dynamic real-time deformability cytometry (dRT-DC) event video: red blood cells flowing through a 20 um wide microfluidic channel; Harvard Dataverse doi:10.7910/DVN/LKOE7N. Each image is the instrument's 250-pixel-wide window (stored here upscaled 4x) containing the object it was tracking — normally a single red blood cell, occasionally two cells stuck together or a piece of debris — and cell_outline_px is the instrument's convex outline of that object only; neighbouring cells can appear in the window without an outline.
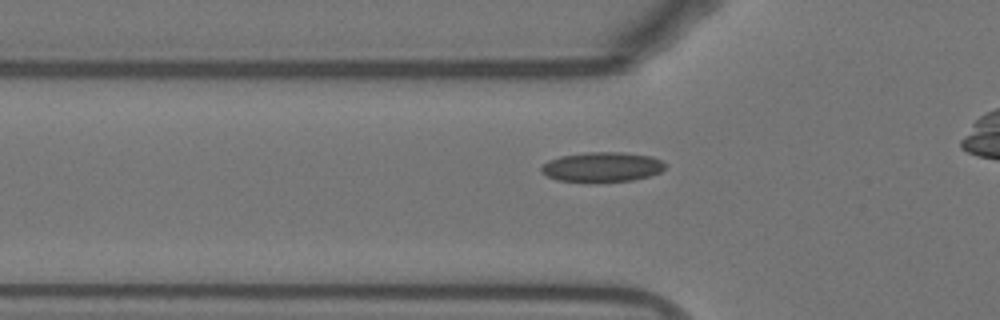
{"species": "Egyptian fruit bat (a non-hibernating species)", "species_latin": "Rousettus aegyptiacus", "temperature_condition": "warm", "stored_images_in_passage": 41, "camera_frame_rate_fps": 3000, "um_per_image_px": 0.085, "animal": {"sex": "female"}, "frame": {"image": 1, "passage_image": 13, "time_ms": 4.0, "image_size_px": [1000, 320], "cell_outline_px": [[668, 164], [660, 172], [648, 176], [632, 180], [556, 180], [540, 172], [540, 168], [548, 160], [560, 156], [584, 152], [624, 152], [652, 156]], "centroid_in_image_um": [51.19, 14.15], "position_along_channel_um": 74.6, "area_um2": 21.1}}
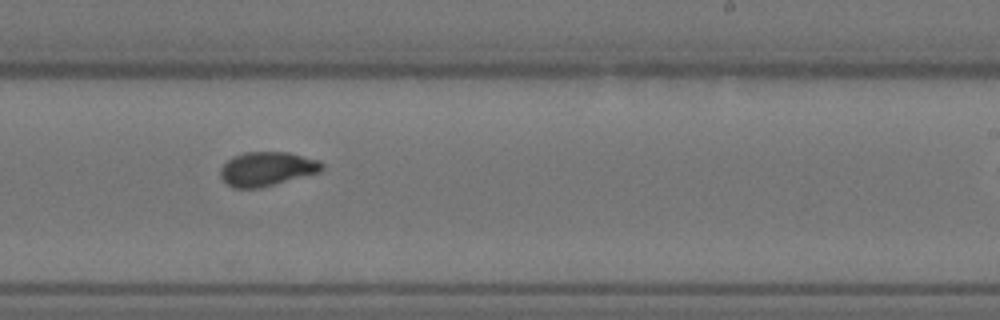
{"frame": {"image": 2, "passage_image": 28, "time_ms": 9.0, "image_size_px": [1000, 320], "cell_outline_px": [[324, 168], [320, 172], [260, 188], [236, 188], [228, 184], [220, 176], [220, 168], [232, 156], [244, 152], [288, 152], [320, 160], [324, 164]], "centroid_in_image_um": [22.71, 14.34], "position_along_channel_um": 266.3, "area_um2": 20.23}}
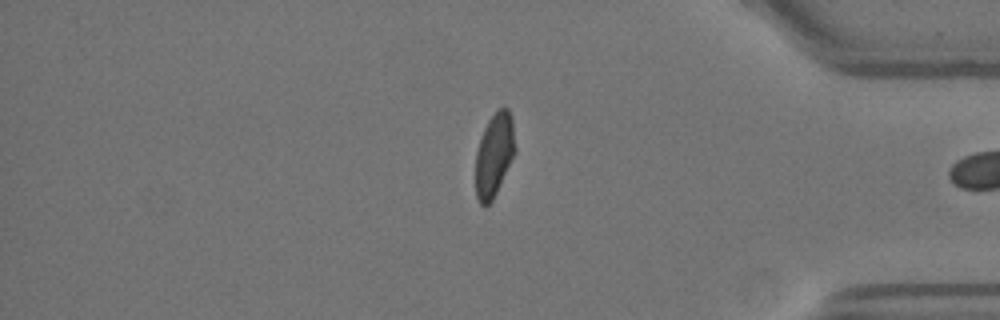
{"frame": {"image": 3, "passage_image": 40, "time_ms": 13.0, "image_size_px": [1000, 320], "cell_outline_px": [[516, 152], [492, 200], [484, 208], [480, 204], [476, 196], [476, 152], [484, 128], [488, 120], [500, 108], [508, 108], [512, 116], [516, 148]], "centroid_in_image_um": [42.02, 13.16], "position_along_channel_um": 393.2, "area_um2": 19.19}}